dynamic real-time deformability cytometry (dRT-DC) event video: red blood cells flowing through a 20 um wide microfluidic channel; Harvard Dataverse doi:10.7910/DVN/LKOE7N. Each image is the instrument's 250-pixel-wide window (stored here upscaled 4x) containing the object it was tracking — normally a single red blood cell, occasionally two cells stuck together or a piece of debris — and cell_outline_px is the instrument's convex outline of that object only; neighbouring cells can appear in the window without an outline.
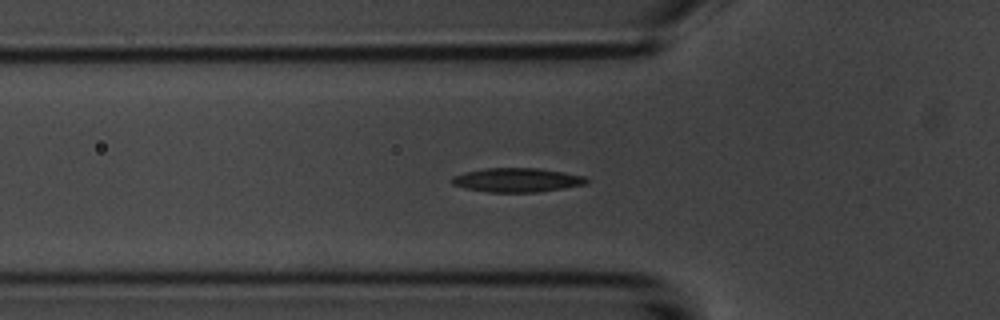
{"species": "common noctule bat (a hibernating species)", "species_latin": "Nyctalus noctula", "temperature_condition": "room temperature", "stored_images_in_passage": 45, "camera_frame_rate_fps": 3000, "um_per_image_px": 0.085, "animal": {"sex": "male", "body_mass_g": 20.1, "forearm_length_mm": 53.5}, "frame": {"image": 1, "passage_image": 16, "time_ms": 5.0, "image_size_px": [1000, 320], "cell_outline_px": [[588, 184], [540, 192], [488, 192], [464, 188], [452, 184], [448, 180], [452, 176], [464, 172], [484, 168], [540, 168], [564, 172], [584, 176], [588, 180]], "centroid_in_image_um": [43.92, 15.3], "position_along_channel_um": 81.9, "area_um2": 19.13}}
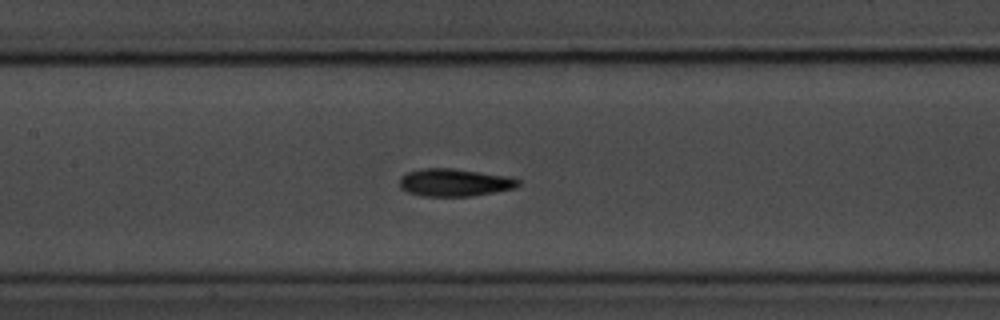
{"frame": {"image": 2, "passage_image": 23, "time_ms": 7.333, "image_size_px": [1000, 320], "cell_outline_px": [[520, 184], [516, 188], [472, 196], [424, 196], [408, 192], [400, 188], [400, 176], [404, 172], [424, 168], [452, 168], [512, 176], [520, 180]], "centroid_in_image_um": [38.65, 15.5], "position_along_channel_um": 168.8, "area_um2": 19.36}}
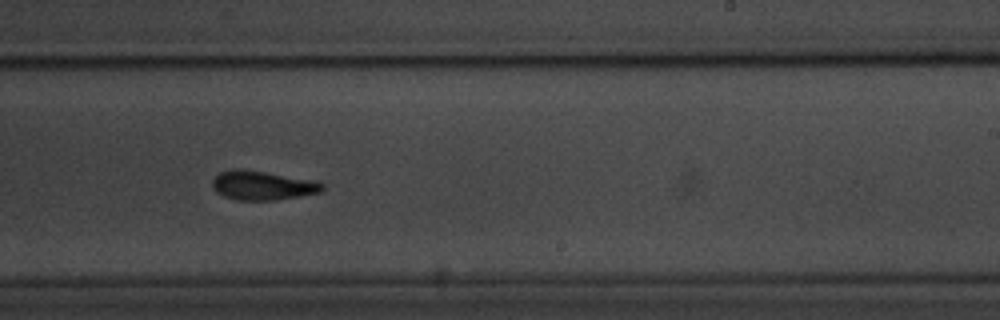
{"frame": {"image": 3, "passage_image": 31, "time_ms": 10.0, "image_size_px": [1000, 320], "cell_outline_px": [[324, 188], [320, 192], [300, 196], [276, 200], [236, 200], [224, 196], [216, 192], [212, 188], [212, 180], [220, 172], [232, 168], [244, 168], [308, 180], [324, 184]], "centroid_in_image_um": [22.23, 15.76], "position_along_channel_um": 266.8, "area_um2": 18.55}, "authors_computed_cell_mechanics": {"area_um2": 18.6116, "velocity_mm_per_s": 3.6871, "shape_relaxation_time_tau1_ms": 2.5974, "shape_relaxation_time_tau2_ms": 2.4205, "deformation_change_tau1": 0.118, "deformation_change_tau2": 0.1045}}